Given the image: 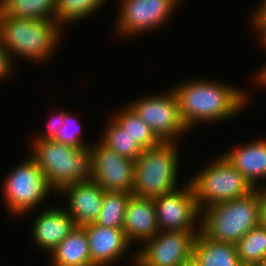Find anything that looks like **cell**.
I'll list each match as a JSON object with an SVG mask.
<instances>
[{"instance_id": "1", "label": "cell", "mask_w": 266, "mask_h": 266, "mask_svg": "<svg viewBox=\"0 0 266 266\" xmlns=\"http://www.w3.org/2000/svg\"><path fill=\"white\" fill-rule=\"evenodd\" d=\"M189 80L171 87L178 101L181 119L188 131L199 123L231 119L238 113L241 114L249 104V91L241 87L206 78Z\"/></svg>"}, {"instance_id": "2", "label": "cell", "mask_w": 266, "mask_h": 266, "mask_svg": "<svg viewBox=\"0 0 266 266\" xmlns=\"http://www.w3.org/2000/svg\"><path fill=\"white\" fill-rule=\"evenodd\" d=\"M62 31L53 20L23 19L0 12V44L14 65L17 57L37 65L47 62L59 46Z\"/></svg>"}, {"instance_id": "3", "label": "cell", "mask_w": 266, "mask_h": 266, "mask_svg": "<svg viewBox=\"0 0 266 266\" xmlns=\"http://www.w3.org/2000/svg\"><path fill=\"white\" fill-rule=\"evenodd\" d=\"M255 189L244 197L219 202L201 210V232L210 240L237 244L259 226L261 195Z\"/></svg>"}, {"instance_id": "4", "label": "cell", "mask_w": 266, "mask_h": 266, "mask_svg": "<svg viewBox=\"0 0 266 266\" xmlns=\"http://www.w3.org/2000/svg\"><path fill=\"white\" fill-rule=\"evenodd\" d=\"M30 157L43 171L48 185L57 193L63 186L86 182L92 176L90 147H73L54 140H32Z\"/></svg>"}, {"instance_id": "5", "label": "cell", "mask_w": 266, "mask_h": 266, "mask_svg": "<svg viewBox=\"0 0 266 266\" xmlns=\"http://www.w3.org/2000/svg\"><path fill=\"white\" fill-rule=\"evenodd\" d=\"M177 144L161 142L141 153L134 162L133 195L153 199L182 186L178 181L181 153Z\"/></svg>"}, {"instance_id": "6", "label": "cell", "mask_w": 266, "mask_h": 266, "mask_svg": "<svg viewBox=\"0 0 266 266\" xmlns=\"http://www.w3.org/2000/svg\"><path fill=\"white\" fill-rule=\"evenodd\" d=\"M200 210L253 192L255 188L221 154L209 161L188 180Z\"/></svg>"}, {"instance_id": "7", "label": "cell", "mask_w": 266, "mask_h": 266, "mask_svg": "<svg viewBox=\"0 0 266 266\" xmlns=\"http://www.w3.org/2000/svg\"><path fill=\"white\" fill-rule=\"evenodd\" d=\"M27 157L7 172L1 184V196L6 210L11 217L20 216L19 219L43 204L51 192L56 194L37 163L30 156Z\"/></svg>"}, {"instance_id": "8", "label": "cell", "mask_w": 266, "mask_h": 266, "mask_svg": "<svg viewBox=\"0 0 266 266\" xmlns=\"http://www.w3.org/2000/svg\"><path fill=\"white\" fill-rule=\"evenodd\" d=\"M132 101L126 104L149 126L161 142L179 143L181 138L178 137L188 133L172 89L169 88L163 93L146 95Z\"/></svg>"}, {"instance_id": "9", "label": "cell", "mask_w": 266, "mask_h": 266, "mask_svg": "<svg viewBox=\"0 0 266 266\" xmlns=\"http://www.w3.org/2000/svg\"><path fill=\"white\" fill-rule=\"evenodd\" d=\"M180 2L181 0H120L115 29L124 38L153 32L169 21Z\"/></svg>"}, {"instance_id": "10", "label": "cell", "mask_w": 266, "mask_h": 266, "mask_svg": "<svg viewBox=\"0 0 266 266\" xmlns=\"http://www.w3.org/2000/svg\"><path fill=\"white\" fill-rule=\"evenodd\" d=\"M178 189L153 198L159 231H201V210L188 181Z\"/></svg>"}, {"instance_id": "11", "label": "cell", "mask_w": 266, "mask_h": 266, "mask_svg": "<svg viewBox=\"0 0 266 266\" xmlns=\"http://www.w3.org/2000/svg\"><path fill=\"white\" fill-rule=\"evenodd\" d=\"M199 232L159 231L135 253L139 266H181L192 256L193 243Z\"/></svg>"}, {"instance_id": "12", "label": "cell", "mask_w": 266, "mask_h": 266, "mask_svg": "<svg viewBox=\"0 0 266 266\" xmlns=\"http://www.w3.org/2000/svg\"><path fill=\"white\" fill-rule=\"evenodd\" d=\"M91 144L93 164L91 180L104 191L131 193L134 184L135 161L119 155L100 141Z\"/></svg>"}, {"instance_id": "13", "label": "cell", "mask_w": 266, "mask_h": 266, "mask_svg": "<svg viewBox=\"0 0 266 266\" xmlns=\"http://www.w3.org/2000/svg\"><path fill=\"white\" fill-rule=\"evenodd\" d=\"M57 194L67 198L64 209L77 226L94 223L103 206L104 190L92 180L67 184Z\"/></svg>"}, {"instance_id": "14", "label": "cell", "mask_w": 266, "mask_h": 266, "mask_svg": "<svg viewBox=\"0 0 266 266\" xmlns=\"http://www.w3.org/2000/svg\"><path fill=\"white\" fill-rule=\"evenodd\" d=\"M31 225V238L39 251L50 254L77 225L74 219L63 208L58 206L44 208Z\"/></svg>"}, {"instance_id": "15", "label": "cell", "mask_w": 266, "mask_h": 266, "mask_svg": "<svg viewBox=\"0 0 266 266\" xmlns=\"http://www.w3.org/2000/svg\"><path fill=\"white\" fill-rule=\"evenodd\" d=\"M85 229L94 266H111L121 262L131 244L123 229L109 228L94 223L82 226ZM128 249V250H127Z\"/></svg>"}, {"instance_id": "16", "label": "cell", "mask_w": 266, "mask_h": 266, "mask_svg": "<svg viewBox=\"0 0 266 266\" xmlns=\"http://www.w3.org/2000/svg\"><path fill=\"white\" fill-rule=\"evenodd\" d=\"M123 230L126 239L133 246L138 242L142 245L158 234L159 226L152 198L133 194L130 196L126 206Z\"/></svg>"}, {"instance_id": "17", "label": "cell", "mask_w": 266, "mask_h": 266, "mask_svg": "<svg viewBox=\"0 0 266 266\" xmlns=\"http://www.w3.org/2000/svg\"><path fill=\"white\" fill-rule=\"evenodd\" d=\"M258 140V141H257ZM236 145L222 155L249 181L255 189H266L258 183L266 180V138ZM261 180V182H259Z\"/></svg>"}, {"instance_id": "18", "label": "cell", "mask_w": 266, "mask_h": 266, "mask_svg": "<svg viewBox=\"0 0 266 266\" xmlns=\"http://www.w3.org/2000/svg\"><path fill=\"white\" fill-rule=\"evenodd\" d=\"M51 266H94L85 229L77 226L49 254Z\"/></svg>"}, {"instance_id": "19", "label": "cell", "mask_w": 266, "mask_h": 266, "mask_svg": "<svg viewBox=\"0 0 266 266\" xmlns=\"http://www.w3.org/2000/svg\"><path fill=\"white\" fill-rule=\"evenodd\" d=\"M192 256L201 266H242L235 244L210 240L201 231L195 237Z\"/></svg>"}, {"instance_id": "20", "label": "cell", "mask_w": 266, "mask_h": 266, "mask_svg": "<svg viewBox=\"0 0 266 266\" xmlns=\"http://www.w3.org/2000/svg\"><path fill=\"white\" fill-rule=\"evenodd\" d=\"M0 12L23 19L56 22V0H0Z\"/></svg>"}, {"instance_id": "21", "label": "cell", "mask_w": 266, "mask_h": 266, "mask_svg": "<svg viewBox=\"0 0 266 266\" xmlns=\"http://www.w3.org/2000/svg\"><path fill=\"white\" fill-rule=\"evenodd\" d=\"M122 108L120 110L117 109L113 113L114 115L112 114V117L143 150L156 147L161 143L149 126L128 105H124Z\"/></svg>"}, {"instance_id": "22", "label": "cell", "mask_w": 266, "mask_h": 266, "mask_svg": "<svg viewBox=\"0 0 266 266\" xmlns=\"http://www.w3.org/2000/svg\"><path fill=\"white\" fill-rule=\"evenodd\" d=\"M110 117L104 134L98 140L119 155L135 161L144 150L112 116Z\"/></svg>"}, {"instance_id": "23", "label": "cell", "mask_w": 266, "mask_h": 266, "mask_svg": "<svg viewBox=\"0 0 266 266\" xmlns=\"http://www.w3.org/2000/svg\"><path fill=\"white\" fill-rule=\"evenodd\" d=\"M132 193L104 191L101 211L94 224L123 229L126 206Z\"/></svg>"}, {"instance_id": "24", "label": "cell", "mask_w": 266, "mask_h": 266, "mask_svg": "<svg viewBox=\"0 0 266 266\" xmlns=\"http://www.w3.org/2000/svg\"><path fill=\"white\" fill-rule=\"evenodd\" d=\"M107 0H56V22L62 28L76 21L84 20L98 11ZM64 27V28H63Z\"/></svg>"}, {"instance_id": "25", "label": "cell", "mask_w": 266, "mask_h": 266, "mask_svg": "<svg viewBox=\"0 0 266 266\" xmlns=\"http://www.w3.org/2000/svg\"><path fill=\"white\" fill-rule=\"evenodd\" d=\"M237 254L242 266H253L266 258V230L255 227L236 244Z\"/></svg>"}, {"instance_id": "26", "label": "cell", "mask_w": 266, "mask_h": 266, "mask_svg": "<svg viewBox=\"0 0 266 266\" xmlns=\"http://www.w3.org/2000/svg\"><path fill=\"white\" fill-rule=\"evenodd\" d=\"M81 126L80 120L66 111L64 123L52 140L78 148L90 147L91 144L84 142Z\"/></svg>"}, {"instance_id": "27", "label": "cell", "mask_w": 266, "mask_h": 266, "mask_svg": "<svg viewBox=\"0 0 266 266\" xmlns=\"http://www.w3.org/2000/svg\"><path fill=\"white\" fill-rule=\"evenodd\" d=\"M60 111V112H59ZM56 111V115L54 113H51V118L47 123V130L44 133H40L39 135L37 134L33 139H41V140H52L55 136L59 128L63 125L64 123V118H65V110Z\"/></svg>"}, {"instance_id": "28", "label": "cell", "mask_w": 266, "mask_h": 266, "mask_svg": "<svg viewBox=\"0 0 266 266\" xmlns=\"http://www.w3.org/2000/svg\"><path fill=\"white\" fill-rule=\"evenodd\" d=\"M258 7L256 6V11L251 17V26L253 30L260 37L266 31V0H260Z\"/></svg>"}, {"instance_id": "29", "label": "cell", "mask_w": 266, "mask_h": 266, "mask_svg": "<svg viewBox=\"0 0 266 266\" xmlns=\"http://www.w3.org/2000/svg\"><path fill=\"white\" fill-rule=\"evenodd\" d=\"M15 67L17 66L13 64L8 52L0 44V82H4L3 80H7V78L9 80V77L11 78L15 72Z\"/></svg>"}, {"instance_id": "30", "label": "cell", "mask_w": 266, "mask_h": 266, "mask_svg": "<svg viewBox=\"0 0 266 266\" xmlns=\"http://www.w3.org/2000/svg\"><path fill=\"white\" fill-rule=\"evenodd\" d=\"M259 41L262 45L261 48L266 50V43L260 38L258 37ZM265 64V65H264ZM263 66H261L257 72H256V76H254L253 80H255L254 84H258V86L260 85L261 87L266 88V62H264Z\"/></svg>"}, {"instance_id": "31", "label": "cell", "mask_w": 266, "mask_h": 266, "mask_svg": "<svg viewBox=\"0 0 266 266\" xmlns=\"http://www.w3.org/2000/svg\"><path fill=\"white\" fill-rule=\"evenodd\" d=\"M259 226L266 230V193L261 195Z\"/></svg>"}, {"instance_id": "32", "label": "cell", "mask_w": 266, "mask_h": 266, "mask_svg": "<svg viewBox=\"0 0 266 266\" xmlns=\"http://www.w3.org/2000/svg\"><path fill=\"white\" fill-rule=\"evenodd\" d=\"M181 266H201V265L196 261V259L193 256H191Z\"/></svg>"}, {"instance_id": "33", "label": "cell", "mask_w": 266, "mask_h": 266, "mask_svg": "<svg viewBox=\"0 0 266 266\" xmlns=\"http://www.w3.org/2000/svg\"><path fill=\"white\" fill-rule=\"evenodd\" d=\"M253 266H266V258L263 259L262 261L256 263V264H254Z\"/></svg>"}, {"instance_id": "34", "label": "cell", "mask_w": 266, "mask_h": 266, "mask_svg": "<svg viewBox=\"0 0 266 266\" xmlns=\"http://www.w3.org/2000/svg\"><path fill=\"white\" fill-rule=\"evenodd\" d=\"M260 38L266 43V31L260 36Z\"/></svg>"}, {"instance_id": "35", "label": "cell", "mask_w": 266, "mask_h": 266, "mask_svg": "<svg viewBox=\"0 0 266 266\" xmlns=\"http://www.w3.org/2000/svg\"><path fill=\"white\" fill-rule=\"evenodd\" d=\"M133 256H134V257H133ZM133 256H132V260H131V262L133 261V262H132L133 264L135 263L133 266H139V265L135 262V255H133ZM133 259H134V260H133Z\"/></svg>"}]
</instances>
